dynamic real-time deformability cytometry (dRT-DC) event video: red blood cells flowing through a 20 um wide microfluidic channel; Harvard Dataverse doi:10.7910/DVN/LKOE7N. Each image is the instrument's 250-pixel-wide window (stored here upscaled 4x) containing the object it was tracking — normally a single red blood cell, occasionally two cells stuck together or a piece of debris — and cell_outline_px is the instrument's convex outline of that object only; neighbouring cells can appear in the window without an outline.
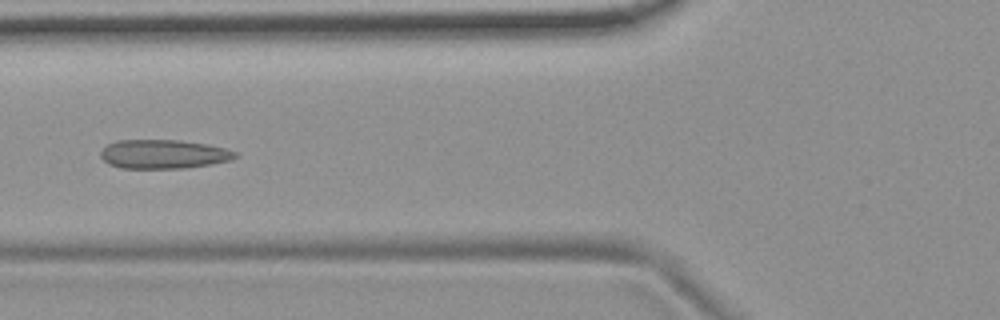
{"species": "common noctule bat (a hibernating species)", "species_latin": "Nyctalus noctula", "temperature_condition": "room temperature", "stored_images_in_passage": 5, "camera_frame_rate_fps": 3000, "um_per_image_px": 0.085, "animal": {"sex": "female", "body_mass_g": 19.9}, "frame": {"image": 1, "passage_image": 5, "time_ms": 1.333, "image_size_px": [1000, 320], "cell_outline_px": [[240, 156], [232, 160], [212, 164], [188, 168], [120, 168], [108, 164], [100, 156], [100, 152], [108, 144], [116, 140], [180, 140], [208, 144], [240, 152]], "centroid_in_image_um": [13.96, 13.1], "position_along_channel_um": 111.8, "area_um2": 23.06}}